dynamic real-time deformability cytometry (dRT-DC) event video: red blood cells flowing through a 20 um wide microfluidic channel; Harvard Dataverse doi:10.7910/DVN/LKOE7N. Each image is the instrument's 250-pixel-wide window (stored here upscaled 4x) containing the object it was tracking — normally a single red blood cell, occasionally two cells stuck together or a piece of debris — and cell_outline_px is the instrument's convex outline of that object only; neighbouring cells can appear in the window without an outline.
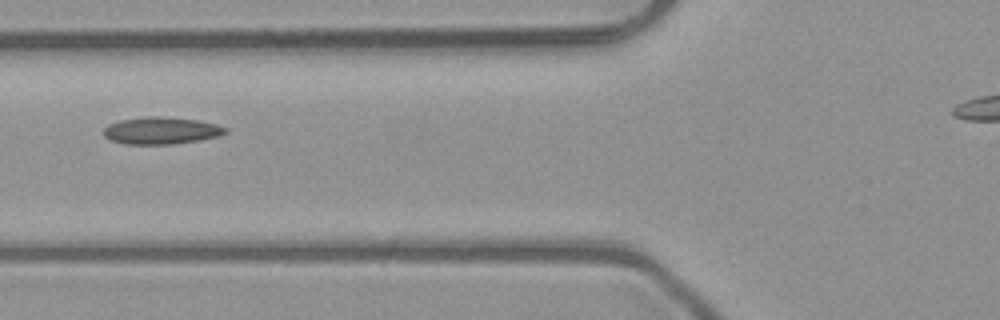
{"species": "common noctule bat (a hibernating species)", "species_latin": "Nyctalus noctula", "temperature_condition": "room temperature", "stored_images_in_passage": 7, "camera_frame_rate_fps": 3000, "um_per_image_px": 0.085, "animal": {"sex": "male", "body_mass_g": 23.1, "forearm_length_mm": 52.7}, "frame": {"image": 1, "passage_image": 7, "time_ms": 2.0, "image_size_px": [1000, 320], "cell_outline_px": [[228, 132], [220, 136], [200, 140], [172, 144], [124, 144], [108, 140], [100, 132], [108, 124], [120, 120], [144, 116], [164, 116], [196, 120], [216, 124], [228, 128]], "centroid_in_image_um": [13.66, 11.1], "position_along_channel_um": 112.1, "area_um2": 19.59}}